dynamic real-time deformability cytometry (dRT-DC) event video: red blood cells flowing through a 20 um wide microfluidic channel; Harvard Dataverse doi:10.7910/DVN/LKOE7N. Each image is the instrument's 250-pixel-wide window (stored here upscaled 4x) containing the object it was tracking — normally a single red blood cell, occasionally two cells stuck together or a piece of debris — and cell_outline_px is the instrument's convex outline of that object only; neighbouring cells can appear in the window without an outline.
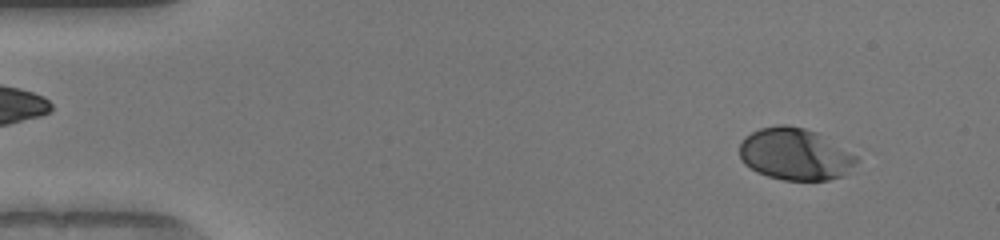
{"species": "human", "species_latin": "Homo sapiens", "temperature_condition": "warm", "stored_images_in_passage": 51, "camera_frame_rate_fps": 3000, "um_per_image_px": 0.085, "donor": {"sex": "female"}, "frame": {"image": 1, "passage_image": 5, "time_ms": 1.333, "image_size_px": [1000, 240], "cell_outline_px": [[860, 160], [844, 176], [828, 180], [784, 180], [768, 176], [744, 164], [740, 160], [740, 144], [744, 136], [760, 128], [780, 124], [784, 124], [804, 128], [816, 132], [856, 156]], "centroid_in_image_um": [67.57, 13.11], "position_along_channel_um": 17.4, "area_um2": 35.2}}
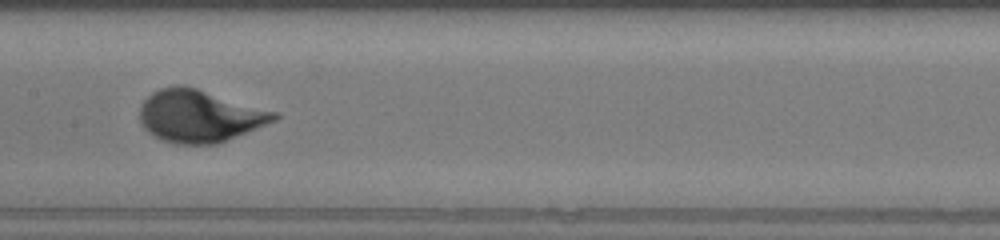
{"frame": {"image": 2, "passage_image": 26, "time_ms": 8.333, "image_size_px": [1000, 240], "cell_outline_px": [[280, 116], [276, 120], [216, 144], [176, 144], [160, 140], [148, 132], [144, 128], [140, 120], [140, 108], [144, 100], [152, 92], [160, 88], [176, 84], [184, 84], [280, 112]], "centroid_in_image_um": [16.96, 9.84], "position_along_channel_um": 190.4, "area_um2": 41.27}}
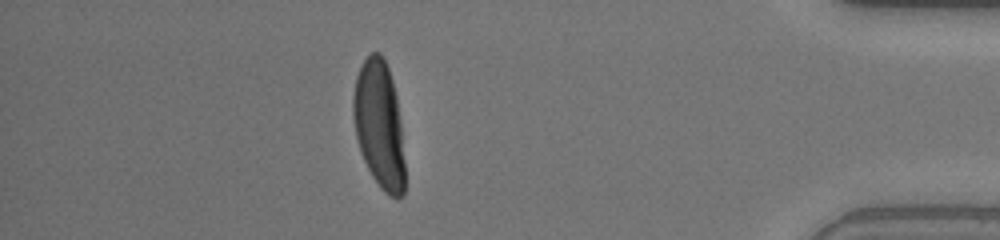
{"frame": {"image": 3, "passage_image": 45, "time_ms": 14.667, "image_size_px": [1000, 240], "cell_outline_px": [[404, 196], [396, 200], [384, 192], [380, 188], [372, 176], [364, 160], [356, 136], [352, 112], [352, 96], [356, 76], [364, 60], [372, 52], [380, 52], [384, 56], [392, 80], [396, 96], [400, 120], [404, 160]], "centroid_in_image_um": [32.23, 10.61], "position_along_channel_um": 403.0, "area_um2": 38.44}}